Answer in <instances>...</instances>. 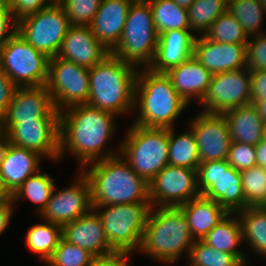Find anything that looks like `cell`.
Here are the masks:
<instances>
[{"instance_id":"ffe728a7","label":"cell","mask_w":266,"mask_h":266,"mask_svg":"<svg viewBox=\"0 0 266 266\" xmlns=\"http://www.w3.org/2000/svg\"><path fill=\"white\" fill-rule=\"evenodd\" d=\"M247 44L220 43L197 35L193 56L211 73L233 71L246 67Z\"/></svg>"},{"instance_id":"f1b7e54d","label":"cell","mask_w":266,"mask_h":266,"mask_svg":"<svg viewBox=\"0 0 266 266\" xmlns=\"http://www.w3.org/2000/svg\"><path fill=\"white\" fill-rule=\"evenodd\" d=\"M243 245L266 259V206L246 207L237 212Z\"/></svg>"},{"instance_id":"30bf717a","label":"cell","mask_w":266,"mask_h":266,"mask_svg":"<svg viewBox=\"0 0 266 266\" xmlns=\"http://www.w3.org/2000/svg\"><path fill=\"white\" fill-rule=\"evenodd\" d=\"M197 187L202 196L218 202L228 213L245 209L241 173L227 160L200 162Z\"/></svg>"},{"instance_id":"60d3db41","label":"cell","mask_w":266,"mask_h":266,"mask_svg":"<svg viewBox=\"0 0 266 266\" xmlns=\"http://www.w3.org/2000/svg\"><path fill=\"white\" fill-rule=\"evenodd\" d=\"M226 160L237 171L255 167L257 166L255 146L232 141Z\"/></svg>"},{"instance_id":"4dcf8cb0","label":"cell","mask_w":266,"mask_h":266,"mask_svg":"<svg viewBox=\"0 0 266 266\" xmlns=\"http://www.w3.org/2000/svg\"><path fill=\"white\" fill-rule=\"evenodd\" d=\"M176 135L175 127L169 129L168 163L184 168L198 169L200 164L195 136L190 128Z\"/></svg>"},{"instance_id":"ee69618b","label":"cell","mask_w":266,"mask_h":266,"mask_svg":"<svg viewBox=\"0 0 266 266\" xmlns=\"http://www.w3.org/2000/svg\"><path fill=\"white\" fill-rule=\"evenodd\" d=\"M17 32V22L12 16L8 1H0V49Z\"/></svg>"},{"instance_id":"83f0119b","label":"cell","mask_w":266,"mask_h":266,"mask_svg":"<svg viewBox=\"0 0 266 266\" xmlns=\"http://www.w3.org/2000/svg\"><path fill=\"white\" fill-rule=\"evenodd\" d=\"M237 213H228L203 239L212 248L233 253L245 266L248 256L239 248L243 244L242 229Z\"/></svg>"},{"instance_id":"f35d334b","label":"cell","mask_w":266,"mask_h":266,"mask_svg":"<svg viewBox=\"0 0 266 266\" xmlns=\"http://www.w3.org/2000/svg\"><path fill=\"white\" fill-rule=\"evenodd\" d=\"M94 258L89 251L61 238L45 266H91Z\"/></svg>"},{"instance_id":"836d02e7","label":"cell","mask_w":266,"mask_h":266,"mask_svg":"<svg viewBox=\"0 0 266 266\" xmlns=\"http://www.w3.org/2000/svg\"><path fill=\"white\" fill-rule=\"evenodd\" d=\"M227 7L228 0H194L187 9L190 31L195 36L203 35Z\"/></svg>"},{"instance_id":"bcb514c9","label":"cell","mask_w":266,"mask_h":266,"mask_svg":"<svg viewBox=\"0 0 266 266\" xmlns=\"http://www.w3.org/2000/svg\"><path fill=\"white\" fill-rule=\"evenodd\" d=\"M251 104L266 100V70L250 71Z\"/></svg>"},{"instance_id":"ab89813d","label":"cell","mask_w":266,"mask_h":266,"mask_svg":"<svg viewBox=\"0 0 266 266\" xmlns=\"http://www.w3.org/2000/svg\"><path fill=\"white\" fill-rule=\"evenodd\" d=\"M64 9L70 25L89 26L103 0H56Z\"/></svg>"},{"instance_id":"db71d44e","label":"cell","mask_w":266,"mask_h":266,"mask_svg":"<svg viewBox=\"0 0 266 266\" xmlns=\"http://www.w3.org/2000/svg\"><path fill=\"white\" fill-rule=\"evenodd\" d=\"M259 3H261V5L264 7V9L266 10V0H257Z\"/></svg>"},{"instance_id":"74e56055","label":"cell","mask_w":266,"mask_h":266,"mask_svg":"<svg viewBox=\"0 0 266 266\" xmlns=\"http://www.w3.org/2000/svg\"><path fill=\"white\" fill-rule=\"evenodd\" d=\"M246 207L266 206V173L260 166L240 171Z\"/></svg>"},{"instance_id":"f907efd6","label":"cell","mask_w":266,"mask_h":266,"mask_svg":"<svg viewBox=\"0 0 266 266\" xmlns=\"http://www.w3.org/2000/svg\"><path fill=\"white\" fill-rule=\"evenodd\" d=\"M253 105L257 108L259 115L266 126V100H261L259 102H254Z\"/></svg>"},{"instance_id":"4316f807","label":"cell","mask_w":266,"mask_h":266,"mask_svg":"<svg viewBox=\"0 0 266 266\" xmlns=\"http://www.w3.org/2000/svg\"><path fill=\"white\" fill-rule=\"evenodd\" d=\"M188 219L189 230L195 240L204 237L228 214L218 202L202 195L179 206Z\"/></svg>"},{"instance_id":"f546056e","label":"cell","mask_w":266,"mask_h":266,"mask_svg":"<svg viewBox=\"0 0 266 266\" xmlns=\"http://www.w3.org/2000/svg\"><path fill=\"white\" fill-rule=\"evenodd\" d=\"M29 227L25 241L29 251L38 254L41 262L46 263L52 256L62 238V227L46 220Z\"/></svg>"},{"instance_id":"b9f144b4","label":"cell","mask_w":266,"mask_h":266,"mask_svg":"<svg viewBox=\"0 0 266 266\" xmlns=\"http://www.w3.org/2000/svg\"><path fill=\"white\" fill-rule=\"evenodd\" d=\"M246 52L249 71L266 70V32L250 36Z\"/></svg>"},{"instance_id":"5bb4252c","label":"cell","mask_w":266,"mask_h":266,"mask_svg":"<svg viewBox=\"0 0 266 266\" xmlns=\"http://www.w3.org/2000/svg\"><path fill=\"white\" fill-rule=\"evenodd\" d=\"M200 195L196 169L168 164L149 183L152 207H179Z\"/></svg>"},{"instance_id":"d590c367","label":"cell","mask_w":266,"mask_h":266,"mask_svg":"<svg viewBox=\"0 0 266 266\" xmlns=\"http://www.w3.org/2000/svg\"><path fill=\"white\" fill-rule=\"evenodd\" d=\"M203 35L210 41L234 44H247L250 38L229 10L218 16Z\"/></svg>"},{"instance_id":"ac0fdd59","label":"cell","mask_w":266,"mask_h":266,"mask_svg":"<svg viewBox=\"0 0 266 266\" xmlns=\"http://www.w3.org/2000/svg\"><path fill=\"white\" fill-rule=\"evenodd\" d=\"M188 127L195 136L200 162L227 159L232 139L222 114L198 112Z\"/></svg>"},{"instance_id":"7c38bea8","label":"cell","mask_w":266,"mask_h":266,"mask_svg":"<svg viewBox=\"0 0 266 266\" xmlns=\"http://www.w3.org/2000/svg\"><path fill=\"white\" fill-rule=\"evenodd\" d=\"M89 86L88 68L58 56L49 59L46 87L59 112L75 105L87 104Z\"/></svg>"},{"instance_id":"681fc988","label":"cell","mask_w":266,"mask_h":266,"mask_svg":"<svg viewBox=\"0 0 266 266\" xmlns=\"http://www.w3.org/2000/svg\"><path fill=\"white\" fill-rule=\"evenodd\" d=\"M256 162L257 166L266 167V137H264L256 146Z\"/></svg>"},{"instance_id":"d6a6232c","label":"cell","mask_w":266,"mask_h":266,"mask_svg":"<svg viewBox=\"0 0 266 266\" xmlns=\"http://www.w3.org/2000/svg\"><path fill=\"white\" fill-rule=\"evenodd\" d=\"M155 29L159 34L169 30H190L187 9L173 0H147Z\"/></svg>"},{"instance_id":"d4e9b609","label":"cell","mask_w":266,"mask_h":266,"mask_svg":"<svg viewBox=\"0 0 266 266\" xmlns=\"http://www.w3.org/2000/svg\"><path fill=\"white\" fill-rule=\"evenodd\" d=\"M165 74L188 104L193 100L199 104L203 100L212 78V74L193 55Z\"/></svg>"},{"instance_id":"8d00e7d4","label":"cell","mask_w":266,"mask_h":266,"mask_svg":"<svg viewBox=\"0 0 266 266\" xmlns=\"http://www.w3.org/2000/svg\"><path fill=\"white\" fill-rule=\"evenodd\" d=\"M187 261L189 266H245L233 253L218 251L203 240H195Z\"/></svg>"},{"instance_id":"277c9868","label":"cell","mask_w":266,"mask_h":266,"mask_svg":"<svg viewBox=\"0 0 266 266\" xmlns=\"http://www.w3.org/2000/svg\"><path fill=\"white\" fill-rule=\"evenodd\" d=\"M188 105L176 92L165 73L139 68L134 106L138 114L132 124L149 128H173L175 120Z\"/></svg>"},{"instance_id":"9a60e30c","label":"cell","mask_w":266,"mask_h":266,"mask_svg":"<svg viewBox=\"0 0 266 266\" xmlns=\"http://www.w3.org/2000/svg\"><path fill=\"white\" fill-rule=\"evenodd\" d=\"M59 118L28 120L13 124L3 139L15 146L37 152L54 163L59 162Z\"/></svg>"},{"instance_id":"6da1fadb","label":"cell","mask_w":266,"mask_h":266,"mask_svg":"<svg viewBox=\"0 0 266 266\" xmlns=\"http://www.w3.org/2000/svg\"><path fill=\"white\" fill-rule=\"evenodd\" d=\"M116 116L88 104L75 105L61 111L59 161H63L68 153L77 159L78 169L81 170L92 162L119 154L121 143L112 150L107 148L117 128Z\"/></svg>"},{"instance_id":"cb8c5ba5","label":"cell","mask_w":266,"mask_h":266,"mask_svg":"<svg viewBox=\"0 0 266 266\" xmlns=\"http://www.w3.org/2000/svg\"><path fill=\"white\" fill-rule=\"evenodd\" d=\"M196 36L190 30H169L159 34L156 54L149 68L165 73L193 55Z\"/></svg>"},{"instance_id":"7bdbcfd3","label":"cell","mask_w":266,"mask_h":266,"mask_svg":"<svg viewBox=\"0 0 266 266\" xmlns=\"http://www.w3.org/2000/svg\"><path fill=\"white\" fill-rule=\"evenodd\" d=\"M55 0H9L12 16L16 22L36 14L43 8L51 5Z\"/></svg>"},{"instance_id":"603a6c76","label":"cell","mask_w":266,"mask_h":266,"mask_svg":"<svg viewBox=\"0 0 266 266\" xmlns=\"http://www.w3.org/2000/svg\"><path fill=\"white\" fill-rule=\"evenodd\" d=\"M134 0H103L92 20L90 29L110 52L118 45Z\"/></svg>"},{"instance_id":"e575fe53","label":"cell","mask_w":266,"mask_h":266,"mask_svg":"<svg viewBox=\"0 0 266 266\" xmlns=\"http://www.w3.org/2000/svg\"><path fill=\"white\" fill-rule=\"evenodd\" d=\"M227 10L236 17L249 37L266 32L262 25L266 10L257 0H228Z\"/></svg>"},{"instance_id":"d6986e66","label":"cell","mask_w":266,"mask_h":266,"mask_svg":"<svg viewBox=\"0 0 266 266\" xmlns=\"http://www.w3.org/2000/svg\"><path fill=\"white\" fill-rule=\"evenodd\" d=\"M44 159L37 152L15 146L2 139L0 143V169L4 190L12 196L22 183L41 170Z\"/></svg>"},{"instance_id":"e0dca14e","label":"cell","mask_w":266,"mask_h":266,"mask_svg":"<svg viewBox=\"0 0 266 266\" xmlns=\"http://www.w3.org/2000/svg\"><path fill=\"white\" fill-rule=\"evenodd\" d=\"M46 85L17 87L5 116L1 119L4 134L13 124L28 120L59 118Z\"/></svg>"},{"instance_id":"7a4b0ae2","label":"cell","mask_w":266,"mask_h":266,"mask_svg":"<svg viewBox=\"0 0 266 266\" xmlns=\"http://www.w3.org/2000/svg\"><path fill=\"white\" fill-rule=\"evenodd\" d=\"M79 171L89 180L92 206L150 203L149 184L120 153L92 162Z\"/></svg>"},{"instance_id":"484cf974","label":"cell","mask_w":266,"mask_h":266,"mask_svg":"<svg viewBox=\"0 0 266 266\" xmlns=\"http://www.w3.org/2000/svg\"><path fill=\"white\" fill-rule=\"evenodd\" d=\"M222 115L232 141L256 146L265 137V124L253 104L230 109Z\"/></svg>"},{"instance_id":"ba28073f","label":"cell","mask_w":266,"mask_h":266,"mask_svg":"<svg viewBox=\"0 0 266 266\" xmlns=\"http://www.w3.org/2000/svg\"><path fill=\"white\" fill-rule=\"evenodd\" d=\"M99 214L110 246L116 252L137 253L152 208L151 203L92 206ZM137 251V252H134Z\"/></svg>"},{"instance_id":"44dd1931","label":"cell","mask_w":266,"mask_h":266,"mask_svg":"<svg viewBox=\"0 0 266 266\" xmlns=\"http://www.w3.org/2000/svg\"><path fill=\"white\" fill-rule=\"evenodd\" d=\"M62 238L89 251L95 257L116 252L110 246L101 218L94 208H91L80 218L63 225Z\"/></svg>"},{"instance_id":"c3c4849f","label":"cell","mask_w":266,"mask_h":266,"mask_svg":"<svg viewBox=\"0 0 266 266\" xmlns=\"http://www.w3.org/2000/svg\"><path fill=\"white\" fill-rule=\"evenodd\" d=\"M14 208L11 196L0 198V236L7 230L13 216Z\"/></svg>"},{"instance_id":"11a10c76","label":"cell","mask_w":266,"mask_h":266,"mask_svg":"<svg viewBox=\"0 0 266 266\" xmlns=\"http://www.w3.org/2000/svg\"><path fill=\"white\" fill-rule=\"evenodd\" d=\"M3 139V134H2V131H1V119H0V143Z\"/></svg>"},{"instance_id":"4fadbf2b","label":"cell","mask_w":266,"mask_h":266,"mask_svg":"<svg viewBox=\"0 0 266 266\" xmlns=\"http://www.w3.org/2000/svg\"><path fill=\"white\" fill-rule=\"evenodd\" d=\"M251 104V80L247 67L212 74L200 112L223 114L224 112Z\"/></svg>"},{"instance_id":"8992f818","label":"cell","mask_w":266,"mask_h":266,"mask_svg":"<svg viewBox=\"0 0 266 266\" xmlns=\"http://www.w3.org/2000/svg\"><path fill=\"white\" fill-rule=\"evenodd\" d=\"M120 155L148 184L168 165L169 129L128 125Z\"/></svg>"},{"instance_id":"2e32d148","label":"cell","mask_w":266,"mask_h":266,"mask_svg":"<svg viewBox=\"0 0 266 266\" xmlns=\"http://www.w3.org/2000/svg\"><path fill=\"white\" fill-rule=\"evenodd\" d=\"M75 178L71 186L63 187L61 190L56 191L59 187L55 185L46 207L40 214L42 220L62 227L80 218L92 208L88 178L82 171Z\"/></svg>"},{"instance_id":"f5cc1de1","label":"cell","mask_w":266,"mask_h":266,"mask_svg":"<svg viewBox=\"0 0 266 266\" xmlns=\"http://www.w3.org/2000/svg\"><path fill=\"white\" fill-rule=\"evenodd\" d=\"M6 196H10V195L4 190V186L1 180V169H0V198L6 197Z\"/></svg>"},{"instance_id":"5b68a950","label":"cell","mask_w":266,"mask_h":266,"mask_svg":"<svg viewBox=\"0 0 266 266\" xmlns=\"http://www.w3.org/2000/svg\"><path fill=\"white\" fill-rule=\"evenodd\" d=\"M194 242L188 219L180 207H152L138 253L172 265L183 254L188 258Z\"/></svg>"},{"instance_id":"8fae6325","label":"cell","mask_w":266,"mask_h":266,"mask_svg":"<svg viewBox=\"0 0 266 266\" xmlns=\"http://www.w3.org/2000/svg\"><path fill=\"white\" fill-rule=\"evenodd\" d=\"M70 27L63 7L55 0L36 14L17 22V33L48 58L58 55Z\"/></svg>"},{"instance_id":"9c48e42d","label":"cell","mask_w":266,"mask_h":266,"mask_svg":"<svg viewBox=\"0 0 266 266\" xmlns=\"http://www.w3.org/2000/svg\"><path fill=\"white\" fill-rule=\"evenodd\" d=\"M49 59L17 32L0 49V68L17 87L46 85Z\"/></svg>"},{"instance_id":"3957f363","label":"cell","mask_w":266,"mask_h":266,"mask_svg":"<svg viewBox=\"0 0 266 266\" xmlns=\"http://www.w3.org/2000/svg\"><path fill=\"white\" fill-rule=\"evenodd\" d=\"M139 69L112 53L89 69L87 104L117 116L135 113V85ZM125 114V115H124Z\"/></svg>"},{"instance_id":"f6af8a7d","label":"cell","mask_w":266,"mask_h":266,"mask_svg":"<svg viewBox=\"0 0 266 266\" xmlns=\"http://www.w3.org/2000/svg\"><path fill=\"white\" fill-rule=\"evenodd\" d=\"M17 86L0 68V119H2L12 101Z\"/></svg>"},{"instance_id":"7402d4cb","label":"cell","mask_w":266,"mask_h":266,"mask_svg":"<svg viewBox=\"0 0 266 266\" xmlns=\"http://www.w3.org/2000/svg\"><path fill=\"white\" fill-rule=\"evenodd\" d=\"M110 54L90 26L70 25L57 56L90 69Z\"/></svg>"},{"instance_id":"816d5d0a","label":"cell","mask_w":266,"mask_h":266,"mask_svg":"<svg viewBox=\"0 0 266 266\" xmlns=\"http://www.w3.org/2000/svg\"><path fill=\"white\" fill-rule=\"evenodd\" d=\"M177 5L188 9L190 5L194 2V0H173Z\"/></svg>"},{"instance_id":"1f68e13d","label":"cell","mask_w":266,"mask_h":266,"mask_svg":"<svg viewBox=\"0 0 266 266\" xmlns=\"http://www.w3.org/2000/svg\"><path fill=\"white\" fill-rule=\"evenodd\" d=\"M54 180L48 173H41V170L28 177L11 196L14 206L22 199L23 201L24 199L29 200L37 205L35 213L40 215L46 207L56 185Z\"/></svg>"},{"instance_id":"52a82bcc","label":"cell","mask_w":266,"mask_h":266,"mask_svg":"<svg viewBox=\"0 0 266 266\" xmlns=\"http://www.w3.org/2000/svg\"><path fill=\"white\" fill-rule=\"evenodd\" d=\"M158 38L149 2L134 0L122 37L111 53L138 69L149 68L155 58Z\"/></svg>"},{"instance_id":"7dc6e473","label":"cell","mask_w":266,"mask_h":266,"mask_svg":"<svg viewBox=\"0 0 266 266\" xmlns=\"http://www.w3.org/2000/svg\"><path fill=\"white\" fill-rule=\"evenodd\" d=\"M132 253L115 252L110 255L95 257L91 266H130Z\"/></svg>"}]
</instances>
